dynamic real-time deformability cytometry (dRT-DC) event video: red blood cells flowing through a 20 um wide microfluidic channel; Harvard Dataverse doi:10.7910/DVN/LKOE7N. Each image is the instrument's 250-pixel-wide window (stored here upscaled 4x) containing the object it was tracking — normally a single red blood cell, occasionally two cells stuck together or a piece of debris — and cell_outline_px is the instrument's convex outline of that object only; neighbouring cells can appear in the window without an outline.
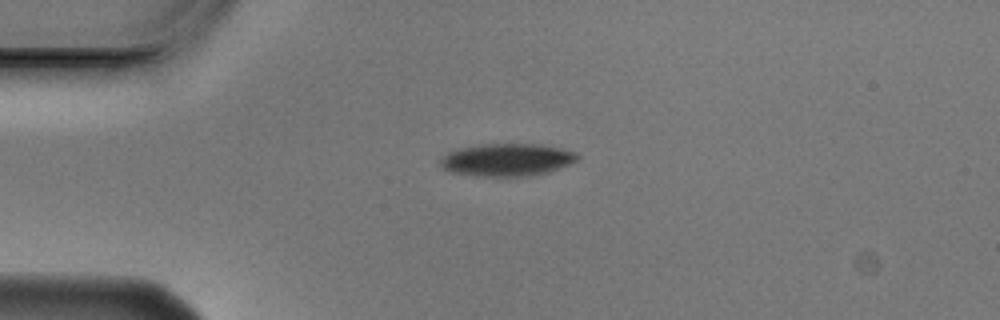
{"species": "Egyptian fruit bat (a non-hibernating species)", "species_latin": "Rousettus aegyptiacus", "temperature_condition": "cold", "stored_images_in_passage": 2, "camera_frame_rate_fps": 3000, "um_per_image_px": 0.085, "animal": {"sex": "male"}, "frame": {"image": 1, "passage_image": 1, "time_ms": 0.0, "image_size_px": [1000, 320], "cell_outline_px": [[580, 156], [576, 160], [560, 168], [548, 172], [532, 176], [472, 176], [448, 172], [440, 168], [440, 160], [448, 152], [460, 148], [484, 144], [540, 144], [560, 148], [576, 152]], "centroid_in_image_um": [43.06, 13.59], "position_along_channel_um": 41.9, "area_um2": 26.18}}